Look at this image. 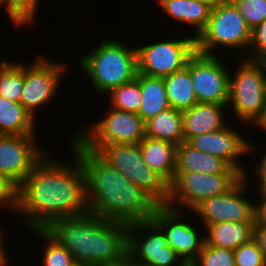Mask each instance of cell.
Here are the masks:
<instances>
[{
    "label": "cell",
    "instance_id": "6da1fadb",
    "mask_svg": "<svg viewBox=\"0 0 266 266\" xmlns=\"http://www.w3.org/2000/svg\"><path fill=\"white\" fill-rule=\"evenodd\" d=\"M72 152L68 164L59 162L49 150L18 187L16 215L24 218L28 230L46 229L56 220L89 213L85 171Z\"/></svg>",
    "mask_w": 266,
    "mask_h": 266
},
{
    "label": "cell",
    "instance_id": "7a4b0ae2",
    "mask_svg": "<svg viewBox=\"0 0 266 266\" xmlns=\"http://www.w3.org/2000/svg\"><path fill=\"white\" fill-rule=\"evenodd\" d=\"M69 143L85 171L89 213L127 225L152 220L159 204L148 193L75 136Z\"/></svg>",
    "mask_w": 266,
    "mask_h": 266
},
{
    "label": "cell",
    "instance_id": "3957f363",
    "mask_svg": "<svg viewBox=\"0 0 266 266\" xmlns=\"http://www.w3.org/2000/svg\"><path fill=\"white\" fill-rule=\"evenodd\" d=\"M76 263L104 266L127 255L128 225L87 213L59 219L45 229Z\"/></svg>",
    "mask_w": 266,
    "mask_h": 266
},
{
    "label": "cell",
    "instance_id": "277c9868",
    "mask_svg": "<svg viewBox=\"0 0 266 266\" xmlns=\"http://www.w3.org/2000/svg\"><path fill=\"white\" fill-rule=\"evenodd\" d=\"M124 44L115 38L107 39L79 59L78 67L88 75L92 88L102 97L137 76V49Z\"/></svg>",
    "mask_w": 266,
    "mask_h": 266
},
{
    "label": "cell",
    "instance_id": "5b68a950",
    "mask_svg": "<svg viewBox=\"0 0 266 266\" xmlns=\"http://www.w3.org/2000/svg\"><path fill=\"white\" fill-rule=\"evenodd\" d=\"M237 60V71L229 76L228 108L239 124L254 125L256 129L266 120L265 72L258 60Z\"/></svg>",
    "mask_w": 266,
    "mask_h": 266
},
{
    "label": "cell",
    "instance_id": "8992f818",
    "mask_svg": "<svg viewBox=\"0 0 266 266\" xmlns=\"http://www.w3.org/2000/svg\"><path fill=\"white\" fill-rule=\"evenodd\" d=\"M251 35V28L233 1L221 2L213 5L206 27L195 38L196 52L203 55H216L218 48H227L229 51L236 49L239 51L235 59L246 58Z\"/></svg>",
    "mask_w": 266,
    "mask_h": 266
},
{
    "label": "cell",
    "instance_id": "52a82bcc",
    "mask_svg": "<svg viewBox=\"0 0 266 266\" xmlns=\"http://www.w3.org/2000/svg\"><path fill=\"white\" fill-rule=\"evenodd\" d=\"M96 153L129 181L148 193L159 205L169 199V182L144 161L140 144L102 145Z\"/></svg>",
    "mask_w": 266,
    "mask_h": 266
},
{
    "label": "cell",
    "instance_id": "ba28073f",
    "mask_svg": "<svg viewBox=\"0 0 266 266\" xmlns=\"http://www.w3.org/2000/svg\"><path fill=\"white\" fill-rule=\"evenodd\" d=\"M242 177L232 167L224 173L216 174L175 172L169 183V199L165 205L176 210L186 208L190 211L203 199L227 193Z\"/></svg>",
    "mask_w": 266,
    "mask_h": 266
},
{
    "label": "cell",
    "instance_id": "9c48e42d",
    "mask_svg": "<svg viewBox=\"0 0 266 266\" xmlns=\"http://www.w3.org/2000/svg\"><path fill=\"white\" fill-rule=\"evenodd\" d=\"M104 111V118L73 134L87 149L96 152L107 144H139L146 137L145 121L138 113L112 107Z\"/></svg>",
    "mask_w": 266,
    "mask_h": 266
},
{
    "label": "cell",
    "instance_id": "30bf717a",
    "mask_svg": "<svg viewBox=\"0 0 266 266\" xmlns=\"http://www.w3.org/2000/svg\"><path fill=\"white\" fill-rule=\"evenodd\" d=\"M67 69L68 65L50 60L45 54L35 55L34 61L27 65L24 63V86L20 103L35 119H38L36 112L42 106L48 107L46 104L58 96L61 79Z\"/></svg>",
    "mask_w": 266,
    "mask_h": 266
},
{
    "label": "cell",
    "instance_id": "8fae6325",
    "mask_svg": "<svg viewBox=\"0 0 266 266\" xmlns=\"http://www.w3.org/2000/svg\"><path fill=\"white\" fill-rule=\"evenodd\" d=\"M248 175L252 174H244L227 193L203 199L190 210L195 214V219L199 217L201 221L200 231L220 222H255L257 200L255 198L254 202L247 197L250 194L247 193L250 187Z\"/></svg>",
    "mask_w": 266,
    "mask_h": 266
},
{
    "label": "cell",
    "instance_id": "7c38bea8",
    "mask_svg": "<svg viewBox=\"0 0 266 266\" xmlns=\"http://www.w3.org/2000/svg\"><path fill=\"white\" fill-rule=\"evenodd\" d=\"M127 254L139 266H188L153 219L128 225Z\"/></svg>",
    "mask_w": 266,
    "mask_h": 266
},
{
    "label": "cell",
    "instance_id": "4fadbf2b",
    "mask_svg": "<svg viewBox=\"0 0 266 266\" xmlns=\"http://www.w3.org/2000/svg\"><path fill=\"white\" fill-rule=\"evenodd\" d=\"M150 43L136 46V49L138 73L151 77L163 78L182 70L196 53L194 36Z\"/></svg>",
    "mask_w": 266,
    "mask_h": 266
},
{
    "label": "cell",
    "instance_id": "5bb4252c",
    "mask_svg": "<svg viewBox=\"0 0 266 266\" xmlns=\"http://www.w3.org/2000/svg\"><path fill=\"white\" fill-rule=\"evenodd\" d=\"M217 55L196 52L190 58V73L198 103L228 105L230 69Z\"/></svg>",
    "mask_w": 266,
    "mask_h": 266
},
{
    "label": "cell",
    "instance_id": "9a60e30c",
    "mask_svg": "<svg viewBox=\"0 0 266 266\" xmlns=\"http://www.w3.org/2000/svg\"><path fill=\"white\" fill-rule=\"evenodd\" d=\"M36 136L38 135H0V174L17 187L51 150L41 147Z\"/></svg>",
    "mask_w": 266,
    "mask_h": 266
},
{
    "label": "cell",
    "instance_id": "2e32d148",
    "mask_svg": "<svg viewBox=\"0 0 266 266\" xmlns=\"http://www.w3.org/2000/svg\"><path fill=\"white\" fill-rule=\"evenodd\" d=\"M183 213L184 211L159 205L152 219L164 231L167 244L179 254L187 265H191L202 250L205 238L204 232H199L195 223L186 220Z\"/></svg>",
    "mask_w": 266,
    "mask_h": 266
},
{
    "label": "cell",
    "instance_id": "e0dca14e",
    "mask_svg": "<svg viewBox=\"0 0 266 266\" xmlns=\"http://www.w3.org/2000/svg\"><path fill=\"white\" fill-rule=\"evenodd\" d=\"M229 123L221 130L200 134L192 137L188 143L196 150L206 152L224 160L230 167L236 168L242 175L247 174L248 168L243 165L242 158L254 153L252 141ZM240 131V132H239ZM245 136V137H244ZM243 156V157H242ZM242 161V162H240Z\"/></svg>",
    "mask_w": 266,
    "mask_h": 266
},
{
    "label": "cell",
    "instance_id": "ac0fdd59",
    "mask_svg": "<svg viewBox=\"0 0 266 266\" xmlns=\"http://www.w3.org/2000/svg\"><path fill=\"white\" fill-rule=\"evenodd\" d=\"M228 105L217 103H197L189 109L183 110L184 141L192 137L218 131L226 127L229 118L224 114Z\"/></svg>",
    "mask_w": 266,
    "mask_h": 266
},
{
    "label": "cell",
    "instance_id": "d6986e66",
    "mask_svg": "<svg viewBox=\"0 0 266 266\" xmlns=\"http://www.w3.org/2000/svg\"><path fill=\"white\" fill-rule=\"evenodd\" d=\"M161 11L176 23L193 26L196 38L206 27L213 5L199 0H156Z\"/></svg>",
    "mask_w": 266,
    "mask_h": 266
},
{
    "label": "cell",
    "instance_id": "ffe728a7",
    "mask_svg": "<svg viewBox=\"0 0 266 266\" xmlns=\"http://www.w3.org/2000/svg\"><path fill=\"white\" fill-rule=\"evenodd\" d=\"M255 222H220L205 227V244L234 250L254 237Z\"/></svg>",
    "mask_w": 266,
    "mask_h": 266
},
{
    "label": "cell",
    "instance_id": "44dd1931",
    "mask_svg": "<svg viewBox=\"0 0 266 266\" xmlns=\"http://www.w3.org/2000/svg\"><path fill=\"white\" fill-rule=\"evenodd\" d=\"M230 166L222 159L196 150L188 142L177 145L175 172L216 174L226 172Z\"/></svg>",
    "mask_w": 266,
    "mask_h": 266
},
{
    "label": "cell",
    "instance_id": "7402d4cb",
    "mask_svg": "<svg viewBox=\"0 0 266 266\" xmlns=\"http://www.w3.org/2000/svg\"><path fill=\"white\" fill-rule=\"evenodd\" d=\"M139 144L145 163L170 183L175 174L177 145L149 137Z\"/></svg>",
    "mask_w": 266,
    "mask_h": 266
},
{
    "label": "cell",
    "instance_id": "603a6c76",
    "mask_svg": "<svg viewBox=\"0 0 266 266\" xmlns=\"http://www.w3.org/2000/svg\"><path fill=\"white\" fill-rule=\"evenodd\" d=\"M36 119L20 102L0 96V135H38Z\"/></svg>",
    "mask_w": 266,
    "mask_h": 266
},
{
    "label": "cell",
    "instance_id": "cb8c5ba5",
    "mask_svg": "<svg viewBox=\"0 0 266 266\" xmlns=\"http://www.w3.org/2000/svg\"><path fill=\"white\" fill-rule=\"evenodd\" d=\"M182 111L172 107L145 122L146 137L180 145L184 142Z\"/></svg>",
    "mask_w": 266,
    "mask_h": 266
},
{
    "label": "cell",
    "instance_id": "d4e9b609",
    "mask_svg": "<svg viewBox=\"0 0 266 266\" xmlns=\"http://www.w3.org/2000/svg\"><path fill=\"white\" fill-rule=\"evenodd\" d=\"M139 86L141 89V104L138 114L145 122L159 112L170 108L162 77H151L139 73Z\"/></svg>",
    "mask_w": 266,
    "mask_h": 266
},
{
    "label": "cell",
    "instance_id": "484cf974",
    "mask_svg": "<svg viewBox=\"0 0 266 266\" xmlns=\"http://www.w3.org/2000/svg\"><path fill=\"white\" fill-rule=\"evenodd\" d=\"M170 107L186 110L198 103L190 73V59L180 71L163 77Z\"/></svg>",
    "mask_w": 266,
    "mask_h": 266
},
{
    "label": "cell",
    "instance_id": "4316f807",
    "mask_svg": "<svg viewBox=\"0 0 266 266\" xmlns=\"http://www.w3.org/2000/svg\"><path fill=\"white\" fill-rule=\"evenodd\" d=\"M1 58L0 96L13 102H20L24 86V62H11Z\"/></svg>",
    "mask_w": 266,
    "mask_h": 266
},
{
    "label": "cell",
    "instance_id": "83f0119b",
    "mask_svg": "<svg viewBox=\"0 0 266 266\" xmlns=\"http://www.w3.org/2000/svg\"><path fill=\"white\" fill-rule=\"evenodd\" d=\"M30 232L35 234V236L38 235L39 240L41 238L44 243L46 241L42 248L41 266H74L76 264L74 257L45 229H32Z\"/></svg>",
    "mask_w": 266,
    "mask_h": 266
},
{
    "label": "cell",
    "instance_id": "f1b7e54d",
    "mask_svg": "<svg viewBox=\"0 0 266 266\" xmlns=\"http://www.w3.org/2000/svg\"><path fill=\"white\" fill-rule=\"evenodd\" d=\"M106 96L110 97V107L138 113L141 104L139 73L134 80L112 89Z\"/></svg>",
    "mask_w": 266,
    "mask_h": 266
},
{
    "label": "cell",
    "instance_id": "f546056e",
    "mask_svg": "<svg viewBox=\"0 0 266 266\" xmlns=\"http://www.w3.org/2000/svg\"><path fill=\"white\" fill-rule=\"evenodd\" d=\"M41 0H3L0 7L5 8L9 20L16 28L32 27L37 23L39 2ZM36 20V21H35Z\"/></svg>",
    "mask_w": 266,
    "mask_h": 266
},
{
    "label": "cell",
    "instance_id": "4dcf8cb0",
    "mask_svg": "<svg viewBox=\"0 0 266 266\" xmlns=\"http://www.w3.org/2000/svg\"><path fill=\"white\" fill-rule=\"evenodd\" d=\"M193 266H235L234 251L212 247L204 243L202 250L198 254Z\"/></svg>",
    "mask_w": 266,
    "mask_h": 266
},
{
    "label": "cell",
    "instance_id": "1f68e13d",
    "mask_svg": "<svg viewBox=\"0 0 266 266\" xmlns=\"http://www.w3.org/2000/svg\"><path fill=\"white\" fill-rule=\"evenodd\" d=\"M245 19V22L253 30L266 20V0H232Z\"/></svg>",
    "mask_w": 266,
    "mask_h": 266
},
{
    "label": "cell",
    "instance_id": "d6a6232c",
    "mask_svg": "<svg viewBox=\"0 0 266 266\" xmlns=\"http://www.w3.org/2000/svg\"><path fill=\"white\" fill-rule=\"evenodd\" d=\"M234 251L235 266H262L266 260L257 242H250L237 247Z\"/></svg>",
    "mask_w": 266,
    "mask_h": 266
},
{
    "label": "cell",
    "instance_id": "836d02e7",
    "mask_svg": "<svg viewBox=\"0 0 266 266\" xmlns=\"http://www.w3.org/2000/svg\"><path fill=\"white\" fill-rule=\"evenodd\" d=\"M266 55V20L252 30L246 59L259 60Z\"/></svg>",
    "mask_w": 266,
    "mask_h": 266
},
{
    "label": "cell",
    "instance_id": "e575fe53",
    "mask_svg": "<svg viewBox=\"0 0 266 266\" xmlns=\"http://www.w3.org/2000/svg\"><path fill=\"white\" fill-rule=\"evenodd\" d=\"M6 207L8 213L17 212L18 208V187L7 177L0 174V207Z\"/></svg>",
    "mask_w": 266,
    "mask_h": 266
},
{
    "label": "cell",
    "instance_id": "d590c367",
    "mask_svg": "<svg viewBox=\"0 0 266 266\" xmlns=\"http://www.w3.org/2000/svg\"><path fill=\"white\" fill-rule=\"evenodd\" d=\"M264 155H262L260 157V161H258V163L256 162V168H254L253 170V174H255V176L253 178L256 177L255 181V187H257L258 191L257 193H261L266 191V151L263 153Z\"/></svg>",
    "mask_w": 266,
    "mask_h": 266
},
{
    "label": "cell",
    "instance_id": "8d00e7d4",
    "mask_svg": "<svg viewBox=\"0 0 266 266\" xmlns=\"http://www.w3.org/2000/svg\"><path fill=\"white\" fill-rule=\"evenodd\" d=\"M259 202L255 203V226L266 227V191L259 193Z\"/></svg>",
    "mask_w": 266,
    "mask_h": 266
},
{
    "label": "cell",
    "instance_id": "74e56055",
    "mask_svg": "<svg viewBox=\"0 0 266 266\" xmlns=\"http://www.w3.org/2000/svg\"><path fill=\"white\" fill-rule=\"evenodd\" d=\"M253 239L257 242L266 260V227H254Z\"/></svg>",
    "mask_w": 266,
    "mask_h": 266
},
{
    "label": "cell",
    "instance_id": "f35d334b",
    "mask_svg": "<svg viewBox=\"0 0 266 266\" xmlns=\"http://www.w3.org/2000/svg\"><path fill=\"white\" fill-rule=\"evenodd\" d=\"M4 238V231H1L0 228V266H7L9 262V254L6 253V249H5V240Z\"/></svg>",
    "mask_w": 266,
    "mask_h": 266
},
{
    "label": "cell",
    "instance_id": "ab89813d",
    "mask_svg": "<svg viewBox=\"0 0 266 266\" xmlns=\"http://www.w3.org/2000/svg\"><path fill=\"white\" fill-rule=\"evenodd\" d=\"M104 266H139L136 264L133 259L127 254L121 260L113 263H109Z\"/></svg>",
    "mask_w": 266,
    "mask_h": 266
},
{
    "label": "cell",
    "instance_id": "60d3db41",
    "mask_svg": "<svg viewBox=\"0 0 266 266\" xmlns=\"http://www.w3.org/2000/svg\"><path fill=\"white\" fill-rule=\"evenodd\" d=\"M258 61L263 66V69L265 72V78H266V55L261 57Z\"/></svg>",
    "mask_w": 266,
    "mask_h": 266
},
{
    "label": "cell",
    "instance_id": "b9f144b4",
    "mask_svg": "<svg viewBox=\"0 0 266 266\" xmlns=\"http://www.w3.org/2000/svg\"><path fill=\"white\" fill-rule=\"evenodd\" d=\"M199 1L208 2V3H211L212 5H216V4H219L221 2L228 1V0H199Z\"/></svg>",
    "mask_w": 266,
    "mask_h": 266
},
{
    "label": "cell",
    "instance_id": "7bdbcfd3",
    "mask_svg": "<svg viewBox=\"0 0 266 266\" xmlns=\"http://www.w3.org/2000/svg\"><path fill=\"white\" fill-rule=\"evenodd\" d=\"M260 128L266 134V120H265V122L258 129H260Z\"/></svg>",
    "mask_w": 266,
    "mask_h": 266
},
{
    "label": "cell",
    "instance_id": "ee69618b",
    "mask_svg": "<svg viewBox=\"0 0 266 266\" xmlns=\"http://www.w3.org/2000/svg\"><path fill=\"white\" fill-rule=\"evenodd\" d=\"M74 266H92L89 264H83V263H76Z\"/></svg>",
    "mask_w": 266,
    "mask_h": 266
}]
</instances>
